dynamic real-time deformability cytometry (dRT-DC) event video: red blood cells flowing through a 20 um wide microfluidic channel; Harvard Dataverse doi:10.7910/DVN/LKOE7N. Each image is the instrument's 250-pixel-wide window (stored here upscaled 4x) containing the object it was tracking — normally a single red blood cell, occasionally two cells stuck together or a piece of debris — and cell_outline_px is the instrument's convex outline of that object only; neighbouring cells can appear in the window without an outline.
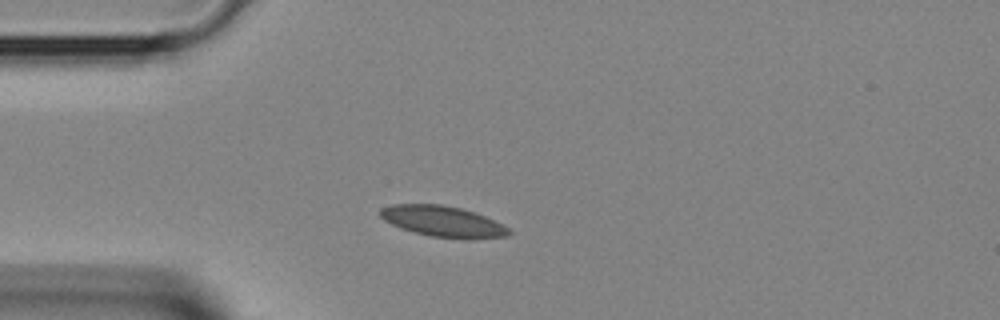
{"species": "Egyptian fruit bat (a non-hibernating species)", "species_latin": "Rousettus aegyptiacus", "temperature_condition": "room temperature", "stored_images_in_passage": 1, "camera_frame_rate_fps": 3000, "um_per_image_px": 0.085, "animal": {"sex": "female"}, "frame": {"image": 1, "passage_image": 1, "time_ms": 0.0, "image_size_px": [1000, 320], "cell_outline_px": [[512, 232], [508, 236], [472, 240], [464, 240], [432, 236], [400, 228], [384, 220], [380, 216], [380, 208], [392, 204], [440, 204], [460, 208], [476, 212], [508, 228]], "centroid_in_image_um": [37.66, 18.83], "position_along_channel_um": 47.3, "area_um2": 23.24}}